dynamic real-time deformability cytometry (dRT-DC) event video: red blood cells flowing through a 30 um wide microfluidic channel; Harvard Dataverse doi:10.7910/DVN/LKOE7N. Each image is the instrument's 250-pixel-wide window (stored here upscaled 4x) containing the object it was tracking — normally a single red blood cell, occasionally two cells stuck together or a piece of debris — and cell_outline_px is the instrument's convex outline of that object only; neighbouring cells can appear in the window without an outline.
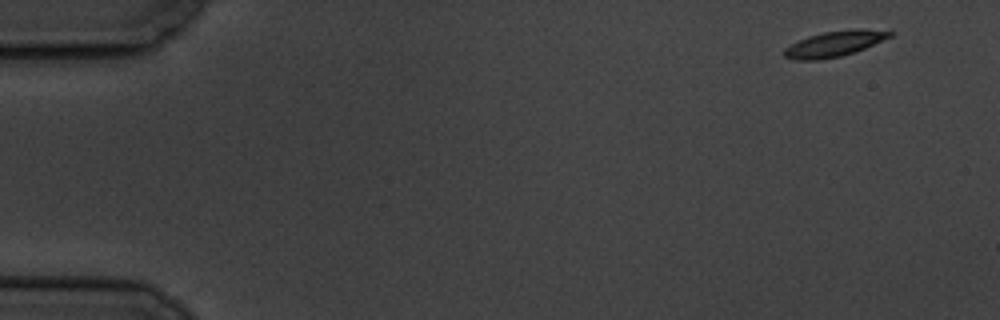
{"species": "common noctule bat (a hibernating species)", "species_latin": "Nyctalus noctula", "temperature_condition": "cold", "stored_images_in_passage": 55, "camera_frame_rate_fps": 3000, "um_per_image_px": 0.085, "animal": {"sex": "male", "body_mass_g": 19.5, "forearm_length_mm": 54.6}, "frame": {"image": 1, "passage_image": 1, "time_ms": 0.0, "image_size_px": [1000, 320], "cell_outline_px": [[896, 32], [892, 36], [864, 48], [840, 56], [816, 60], [796, 60], [784, 56], [784, 48], [808, 36], [824, 32], [852, 28], [860, 28]], "centroid_in_image_um": [70.94, 3.7], "position_along_channel_um": 14.1, "area_um2": 15.55}}
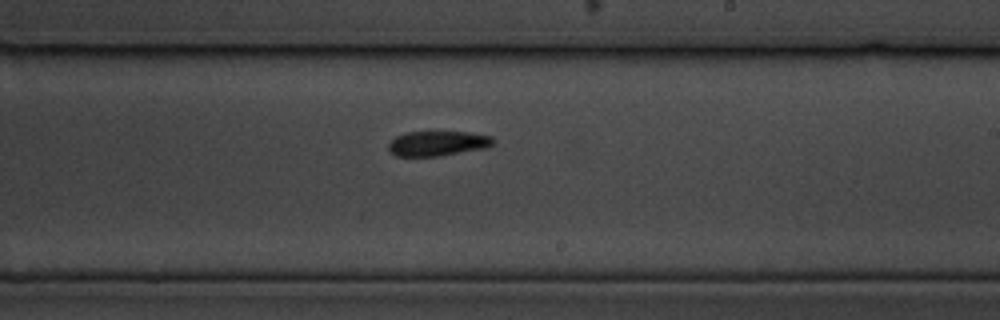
{"frame": {"image": 2, "passage_image": 32, "time_ms": 10.333, "image_size_px": [1000, 320], "cell_outline_px": [[496, 140], [488, 148], [440, 156], [396, 156], [388, 148], [388, 144], [396, 136], [404, 132], [468, 132], [492, 136]], "centroid_in_image_um": [37.24, 12.19], "position_along_channel_um": 251.8, "area_um2": 15.32}}
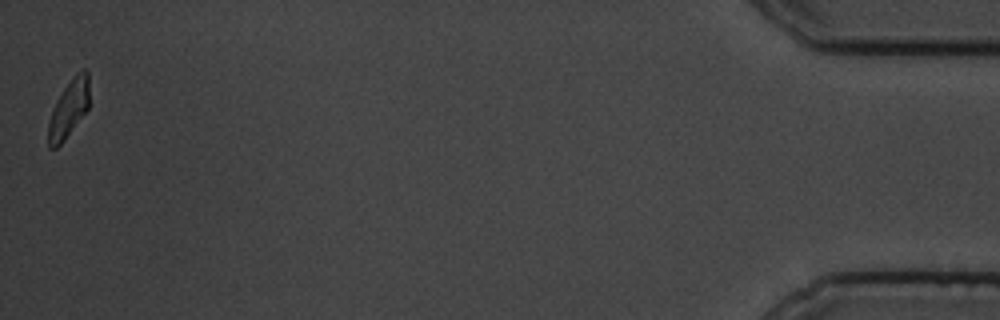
{"frame": {"image": 3, "passage_image": 55, "time_ms": 18.0, "image_size_px": [1000, 320], "cell_outline_px": [[88, 108], [64, 140], [56, 148], [48, 148], [48, 120], [56, 100], [72, 76], [80, 68], [88, 68]], "centroid_in_image_um": [5.83, 9.2], "position_along_channel_um": 429.4, "area_um2": 13.76}, "authors_computed_cell_mechanics": {"area_um2": 15.606, "velocity_mm_per_s": 3.4748, "shape_relaxation_time_tau1_ms": 7.6148, "shape_relaxation_time_tau2_ms": 9.9733, "deformation_change_tau1": 0.1534, "deformation_change_tau2": 0.1701}}